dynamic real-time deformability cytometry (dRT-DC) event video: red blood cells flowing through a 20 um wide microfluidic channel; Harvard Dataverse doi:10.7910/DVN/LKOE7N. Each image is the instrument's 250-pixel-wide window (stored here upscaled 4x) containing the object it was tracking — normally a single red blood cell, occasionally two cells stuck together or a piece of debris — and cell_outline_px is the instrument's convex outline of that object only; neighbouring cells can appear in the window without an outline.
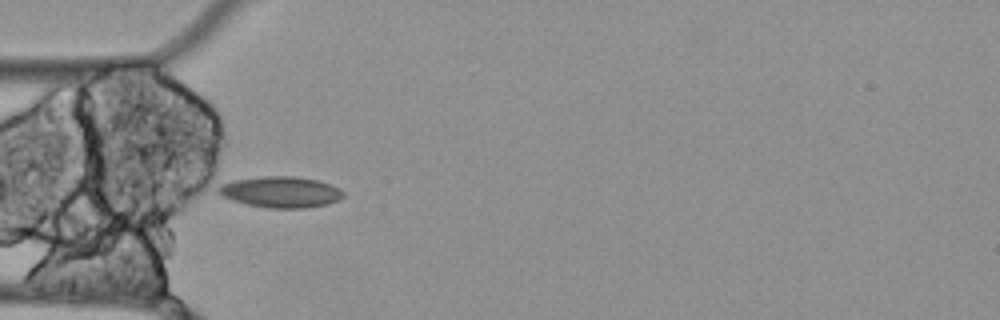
{"species": "Egyptian fruit bat (a non-hibernating species)", "species_latin": "Rousettus aegyptiacus", "temperature_condition": "cold", "stored_images_in_passage": 7, "camera_frame_rate_fps": 3000, "um_per_image_px": 0.085, "animal": {"sex": "female"}, "frame": {"image": 1, "passage_image": 2, "time_ms": 0.333, "image_size_px": [1000, 320], "cell_outline_px": [[344, 196], [340, 200], [328, 204], [304, 208], [268, 208], [248, 204], [232, 200], [216, 192], [216, 188], [220, 184], [236, 180], [264, 176], [296, 176], [316, 180], [340, 188], [344, 192]], "centroid_in_image_um": [23.88, 16.32], "position_along_channel_um": 61.1, "area_um2": 22.6}}
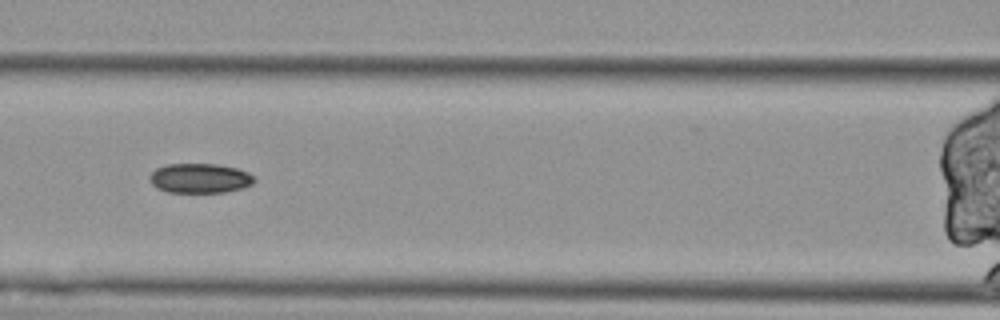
{"frame": {"image": 2, "passage_image": 4, "time_ms": 1.0, "image_size_px": [1000, 320], "cell_outline_px": [[256, 180], [252, 184], [244, 188], [224, 192], [168, 192], [156, 188], [148, 180], [148, 176], [156, 168], [168, 164], [220, 164], [236, 168], [248, 172]], "centroid_in_image_um": [16.97, 15.15], "position_along_channel_um": 149.6, "area_um2": 18.21}}
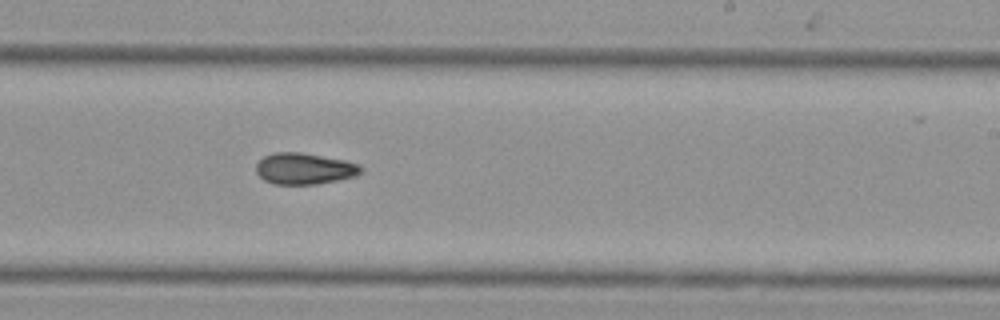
{"frame": {"image": 3, "passage_image": 7, "time_ms": 2.0, "image_size_px": [1000, 320], "cell_outline_px": [[364, 168], [356, 176], [316, 184], [272, 184], [264, 180], [256, 172], [256, 164], [264, 156], [272, 152], [300, 152], [344, 160], [356, 164]], "centroid_in_image_um": [25.83, 14.33], "position_along_channel_um": 263.2, "area_um2": 19.02}}